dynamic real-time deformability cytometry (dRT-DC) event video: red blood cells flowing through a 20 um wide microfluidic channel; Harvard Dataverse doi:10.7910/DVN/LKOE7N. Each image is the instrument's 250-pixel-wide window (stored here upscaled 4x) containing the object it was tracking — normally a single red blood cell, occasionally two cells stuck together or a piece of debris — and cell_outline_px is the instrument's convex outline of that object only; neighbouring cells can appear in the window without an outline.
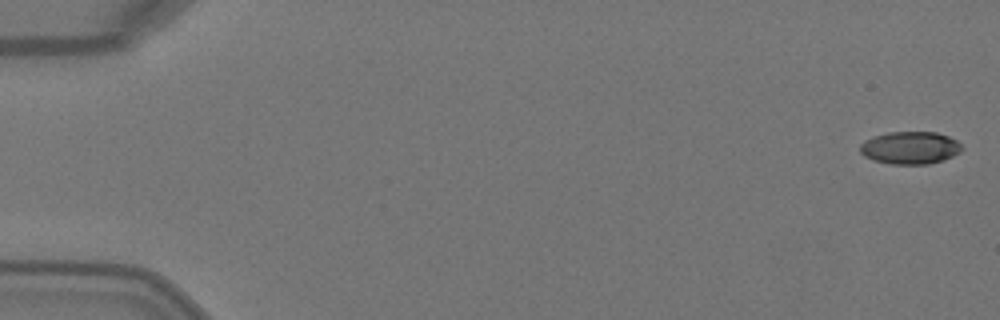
{"species": "Egyptian fruit bat (a non-hibernating species)", "species_latin": "Rousettus aegyptiacus", "temperature_condition": "warm", "stored_images_in_passage": 3, "camera_frame_rate_fps": 3000, "um_per_image_px": 0.085, "animal": {"sex": "female"}, "frame": {"image": 1, "passage_image": 1, "time_ms": 0.0, "image_size_px": [1000, 320], "cell_outline_px": [[964, 148], [960, 152], [944, 160], [928, 164], [888, 164], [872, 160], [864, 156], [860, 152], [860, 144], [864, 140], [872, 136], [888, 132], [936, 132], [948, 136], [956, 140]], "centroid_in_image_um": [77.34, 12.56], "position_along_channel_um": 7.7, "area_um2": 19.54}}